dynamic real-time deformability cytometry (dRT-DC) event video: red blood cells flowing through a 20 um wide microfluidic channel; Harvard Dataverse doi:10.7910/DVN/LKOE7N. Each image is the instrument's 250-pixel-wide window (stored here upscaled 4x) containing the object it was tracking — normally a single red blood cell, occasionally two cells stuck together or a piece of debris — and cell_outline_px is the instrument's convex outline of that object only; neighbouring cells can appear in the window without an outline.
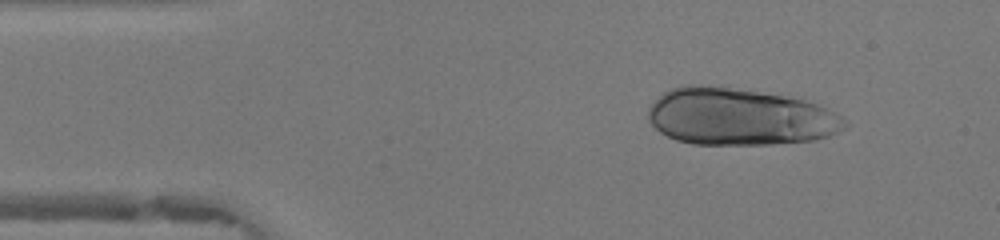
{"species": "human", "species_latin": "Homo sapiens", "temperature_condition": "warm", "stored_images_in_passage": 47, "camera_frame_rate_fps": 3000, "um_per_image_px": 0.085, "donor": {"sex": "female"}, "frame": {"image": 1, "passage_image": 6, "time_ms": 1.667, "image_size_px": [1000, 240], "cell_outline_px": [[852, 124], [828, 136], [812, 140], [772, 144], [692, 144], [676, 140], [660, 132], [648, 120], [648, 108], [664, 92], [680, 84], [696, 84], [728, 88], [784, 96], [804, 100], [816, 104], [848, 120]], "centroid_in_image_um": [62.84, 9.94], "position_along_channel_um": 22.2, "area_um2": 64.85}}